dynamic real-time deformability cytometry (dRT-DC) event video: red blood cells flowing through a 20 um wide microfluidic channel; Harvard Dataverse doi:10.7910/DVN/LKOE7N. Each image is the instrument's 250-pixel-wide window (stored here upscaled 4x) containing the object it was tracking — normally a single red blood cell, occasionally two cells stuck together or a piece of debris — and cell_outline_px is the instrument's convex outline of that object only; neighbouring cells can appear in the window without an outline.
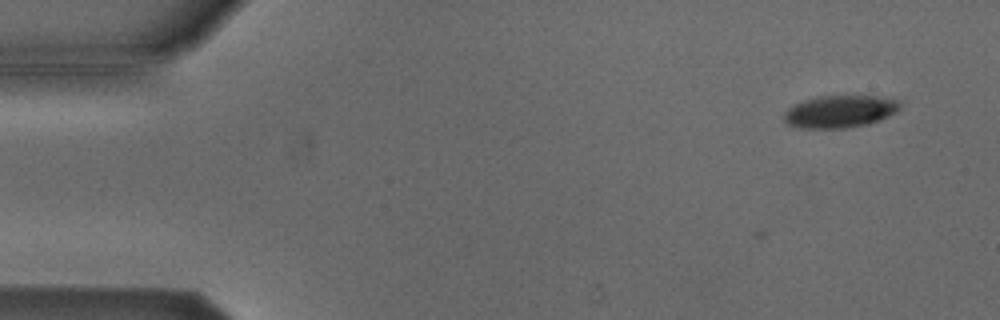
{"species": "Egyptian fruit bat (a non-hibernating species)", "species_latin": "Rousettus aegyptiacus", "temperature_condition": "cold", "stored_images_in_passage": 5, "camera_frame_rate_fps": 3000, "um_per_image_px": 0.085, "animal": {"sex": "male"}, "frame": {"image": 1, "passage_image": 5, "time_ms": 1.333, "image_size_px": [1000, 320], "cell_outline_px": [[900, 108], [896, 112], [880, 120], [868, 124], [844, 128], [800, 128], [788, 124], [784, 120], [784, 112], [788, 108], [804, 100], [820, 96], [872, 96], [900, 100]], "centroid_in_image_um": [71.4, 9.48], "position_along_channel_um": 13.6, "area_um2": 21.73}}